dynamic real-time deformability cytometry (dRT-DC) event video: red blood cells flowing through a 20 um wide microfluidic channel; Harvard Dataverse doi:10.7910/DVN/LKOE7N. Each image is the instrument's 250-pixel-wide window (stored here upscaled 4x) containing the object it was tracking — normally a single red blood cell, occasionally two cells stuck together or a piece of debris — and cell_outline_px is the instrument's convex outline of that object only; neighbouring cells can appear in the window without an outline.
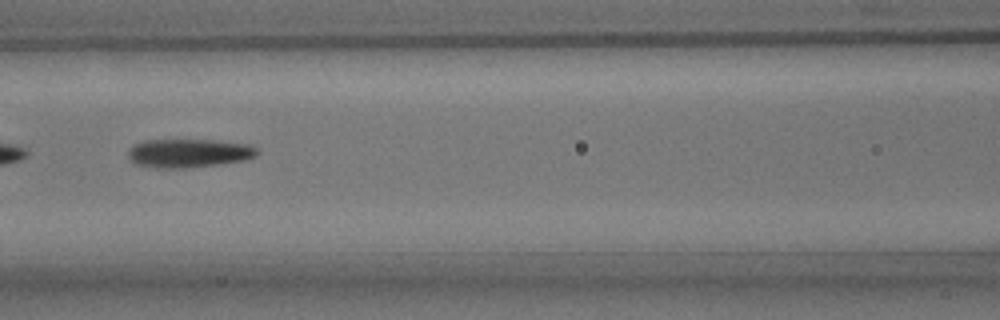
{"species": "common noctule bat (a hibernating species)", "species_latin": "Nyctalus noctula", "temperature_condition": "room temperature", "stored_images_in_passage": 50, "camera_frame_rate_fps": 3000, "um_per_image_px": 0.085, "animal": {"sex": "male", "body_mass_g": 15.6}, "frame": {"image": 1, "passage_image": 22, "time_ms": 7.0, "image_size_px": [1000, 320], "cell_outline_px": [[260, 152], [256, 156], [244, 160], [220, 164], [184, 168], [156, 168], [136, 164], [128, 156], [128, 152], [132, 144], [144, 140], [216, 140], [252, 144]], "centroid_in_image_um": [16.07, 13.01], "position_along_channel_um": 150.5, "area_um2": 21.73}}
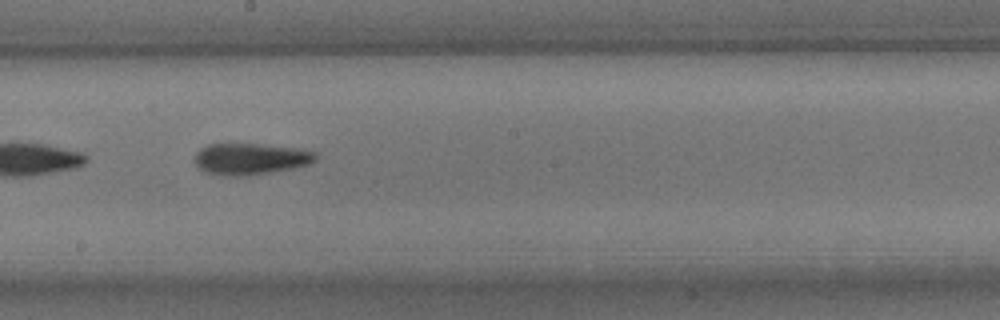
{"frame": {"image": 2, "passage_image": 28, "time_ms": 9.0, "image_size_px": [1000, 320], "cell_outline_px": [[316, 160], [308, 164], [292, 168], [244, 176], [224, 176], [204, 172], [196, 164], [196, 152], [200, 148], [208, 144], [256, 144], [300, 148], [316, 152]], "centroid_in_image_um": [21.28, 13.5], "position_along_channel_um": 226.9, "area_um2": 22.02}}
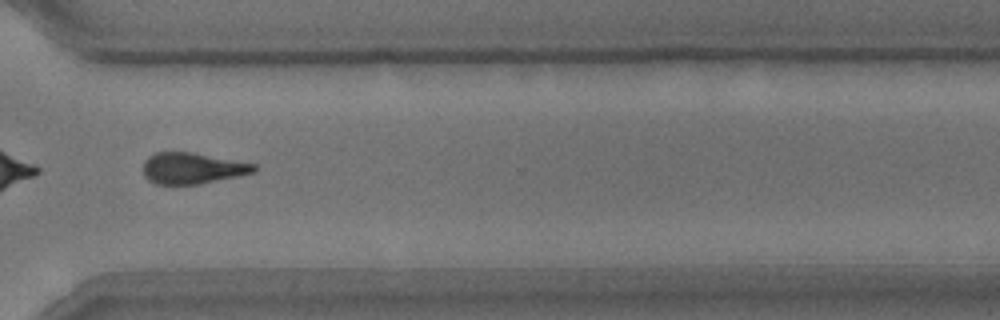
{"frame": {"image": 3, "passage_image": 38, "time_ms": 12.333, "image_size_px": [1000, 320], "cell_outline_px": [[256, 168], [252, 172], [236, 176], [200, 184], [156, 184], [148, 180], [144, 176], [144, 160], [148, 156], [156, 152], [192, 152], [256, 164]], "centroid_in_image_um": [16.3, 14.29], "position_along_channel_um": 354.3, "area_um2": 19.94}, "authors_computed_cell_mechanics": {"area_um2": 21.5883, "velocity_mm_per_s": 3.8302, "shape_relaxation_time_tau1_ms": 3.7102, "shape_relaxation_time_tau2_ms": 7.2072, "deformation_change_tau1": 0.1691, "deformation_change_tau2": 0.1897}}